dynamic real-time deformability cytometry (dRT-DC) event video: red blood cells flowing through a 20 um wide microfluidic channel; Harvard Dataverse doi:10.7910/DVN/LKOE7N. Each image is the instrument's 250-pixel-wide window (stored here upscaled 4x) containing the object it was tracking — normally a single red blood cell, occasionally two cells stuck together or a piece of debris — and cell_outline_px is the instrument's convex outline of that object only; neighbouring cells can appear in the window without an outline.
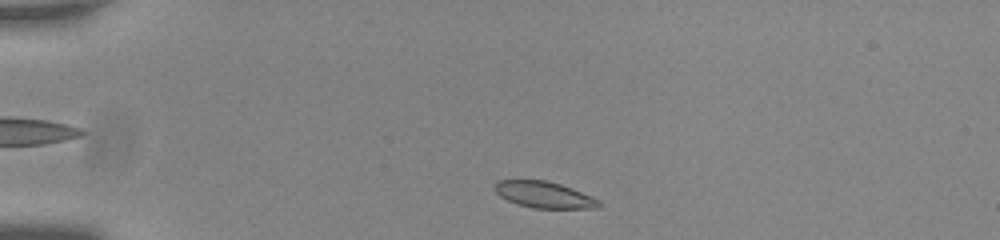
{"species": "common noctule bat (a hibernating species)", "species_latin": "Nyctalus noctula", "temperature_condition": "room temperature", "stored_images_in_passage": 45, "camera_frame_rate_fps": 3000, "um_per_image_px": 0.085, "animal": {"sex": "male", "body_mass_g": 20.0, "forearm_length_mm": 53.3}, "frame": {"image": 1, "passage_image": 3, "time_ms": 0.667, "image_size_px": [1000, 240], "cell_outline_px": [[604, 204], [600, 208], [532, 208], [508, 200], [500, 196], [492, 188], [492, 184], [496, 180], [544, 180], [560, 184], [572, 188], [600, 200]], "centroid_in_image_um": [46.25, 16.55], "position_along_channel_um": 38.8, "area_um2": 16.13}}
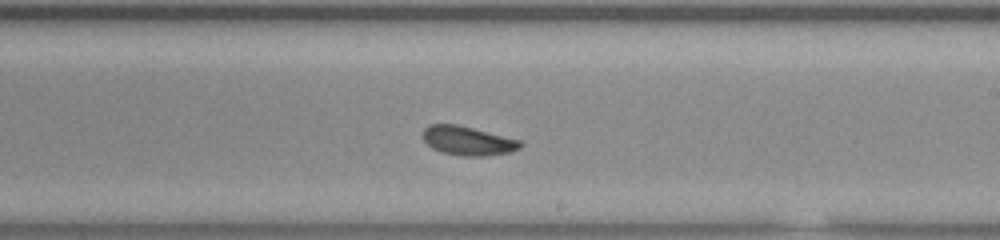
{"frame": {"image": 2, "passage_image": 24, "time_ms": 7.667, "image_size_px": [1000, 240], "cell_outline_px": [[524, 144], [520, 148], [512, 152], [484, 156], [460, 156], [444, 152], [432, 148], [424, 140], [424, 128], [428, 124], [456, 124], [520, 140]], "centroid_in_image_um": [39.79, 11.97], "position_along_channel_um": 249.2, "area_um2": 16.36}}
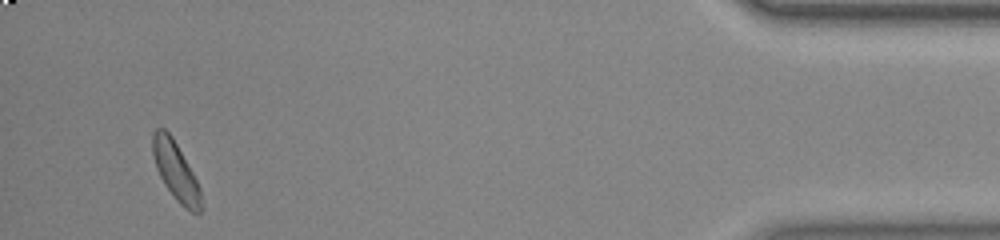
{"frame": {"image": 3, "passage_image": 43, "time_ms": 14.0, "image_size_px": [1000, 240], "cell_outline_px": [[200, 212], [192, 212], [184, 208], [176, 200], [164, 184], [156, 168], [152, 156], [152, 132], [156, 128], [164, 128], [172, 136], [192, 172], [200, 188]], "centroid_in_image_um": [14.89, 14.5], "position_along_channel_um": 420.3, "area_um2": 16.24}, "authors_computed_cell_mechanics": {"area_um2": 16.7042, "velocity_mm_per_s": 3.7242, "shape_relaxation_time_tau1_ms": 3.7828, "shape_relaxation_time_tau2_ms": 2.8965, "deformation_change_tau1": 0.0941, "deformation_change_tau2": 0.0695}}